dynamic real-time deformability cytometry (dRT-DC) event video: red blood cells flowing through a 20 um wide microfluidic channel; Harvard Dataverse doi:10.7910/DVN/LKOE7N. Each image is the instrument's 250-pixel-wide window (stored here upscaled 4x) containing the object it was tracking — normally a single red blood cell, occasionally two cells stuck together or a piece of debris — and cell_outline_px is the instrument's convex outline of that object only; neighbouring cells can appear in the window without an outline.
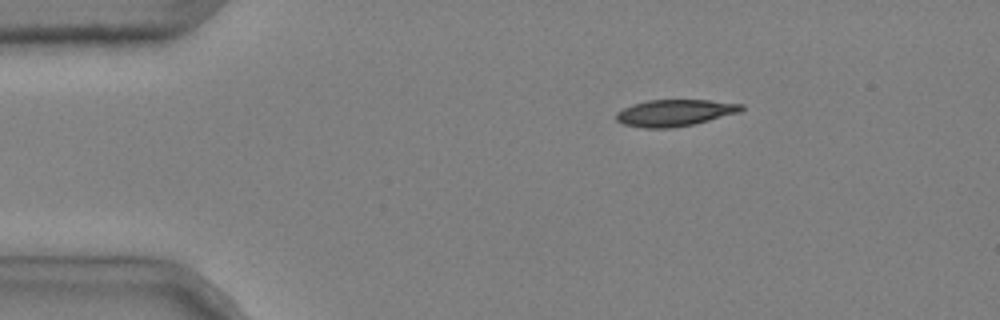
{"species": "common noctule bat (a hibernating species)", "species_latin": "Nyctalus noctula", "temperature_condition": "cold", "stored_images_in_passage": 5, "camera_frame_rate_fps": 3000, "um_per_image_px": 0.085, "animal": {"sex": "male", "body_mass_g": 20.4}, "frame": {"image": 1, "passage_image": 5, "time_ms": 1.333, "image_size_px": [1000, 320], "cell_outline_px": [[744, 108], [740, 112], [692, 124], [672, 128], [644, 128], [624, 124], [616, 120], [616, 112], [632, 104], [648, 100], [708, 100], [744, 104]], "centroid_in_image_um": [57.34, 9.58], "position_along_channel_um": 27.7, "area_um2": 19.31}}